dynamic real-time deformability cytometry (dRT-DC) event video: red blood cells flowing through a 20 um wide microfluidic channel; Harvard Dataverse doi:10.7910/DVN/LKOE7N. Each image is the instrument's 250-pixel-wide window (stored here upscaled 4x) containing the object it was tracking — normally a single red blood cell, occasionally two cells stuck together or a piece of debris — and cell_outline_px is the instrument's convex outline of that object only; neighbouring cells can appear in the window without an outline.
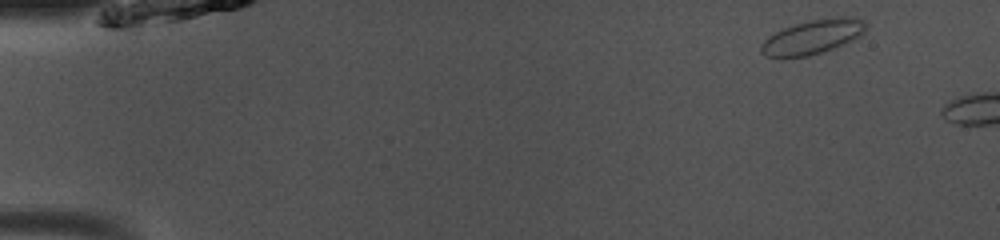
{"species": "common noctule bat (a hibernating species)", "species_latin": "Nyctalus noctula", "temperature_condition": "room temperature", "stored_images_in_passage": 4, "segment_of_instrument_passage": [1, 2], "camera_frame_rate_fps": 3000, "um_per_image_px": 0.085, "animal": {"sex": "male", "body_mass_g": 13.0, "forearm_length_mm": 53.1}, "frame": {"image": 1, "passage_image": 1, "time_ms": 0.0, "image_size_px": [1000, 240], "cell_outline_px": [[868, 24], [864, 32], [860, 36], [832, 48], [808, 56], [780, 60], [764, 56], [760, 52], [760, 44], [768, 36], [784, 28], [796, 24], [812, 20], [836, 16], [844, 16], [864, 20]], "centroid_in_image_um": [69.01, 3.17], "position_along_channel_um": 16.0, "area_um2": 21.21}}